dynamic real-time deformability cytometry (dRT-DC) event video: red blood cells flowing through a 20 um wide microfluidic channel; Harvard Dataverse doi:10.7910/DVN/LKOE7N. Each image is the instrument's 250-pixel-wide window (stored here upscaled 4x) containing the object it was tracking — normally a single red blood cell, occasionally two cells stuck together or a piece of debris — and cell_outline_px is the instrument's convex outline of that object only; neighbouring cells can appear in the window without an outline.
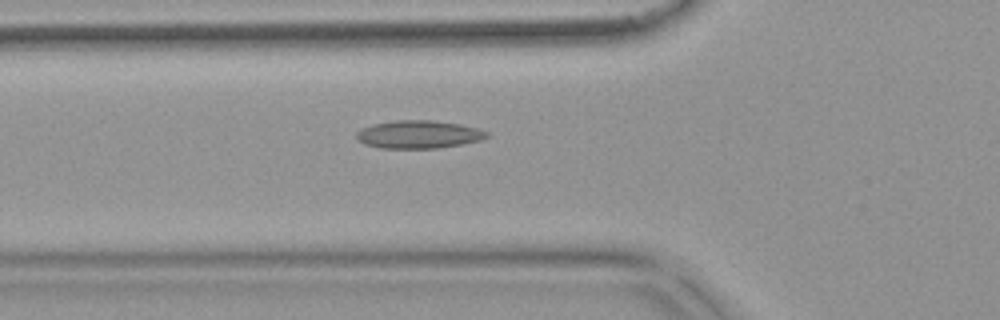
{"species": "common noctule bat (a hibernating species)", "species_latin": "Nyctalus noctula", "temperature_condition": "warm", "stored_images_in_passage": 54, "camera_frame_rate_fps": 3000, "um_per_image_px": 0.085, "animal": {"sex": "female", "body_mass_g": 18.4}, "frame": {"image": 1, "passage_image": 19, "time_ms": 6.0, "image_size_px": [1000, 320], "cell_outline_px": [[492, 136], [480, 140], [460, 144], [436, 148], [380, 148], [364, 144], [356, 136], [356, 132], [360, 128], [372, 124], [396, 120], [432, 120], [460, 124], [476, 128], [488, 132]], "centroid_in_image_um": [35.57, 11.42], "position_along_channel_um": 90.2, "area_um2": 21.21}}
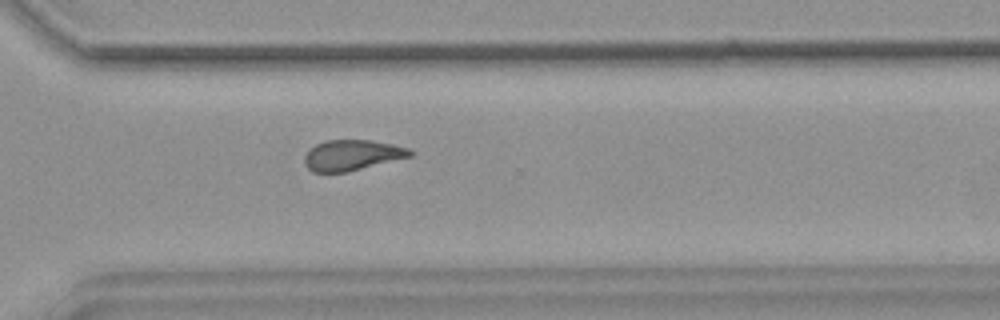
{"frame": {"image": 2, "passage_image": 39, "time_ms": 12.667, "image_size_px": [1000, 320], "cell_outline_px": [[416, 152], [412, 156], [348, 172], [312, 172], [304, 164], [304, 156], [316, 144], [324, 140], [368, 140], [392, 144], [408, 148]], "centroid_in_image_um": [29.94, 13.19], "position_along_channel_um": 340.7, "area_um2": 18.84}}
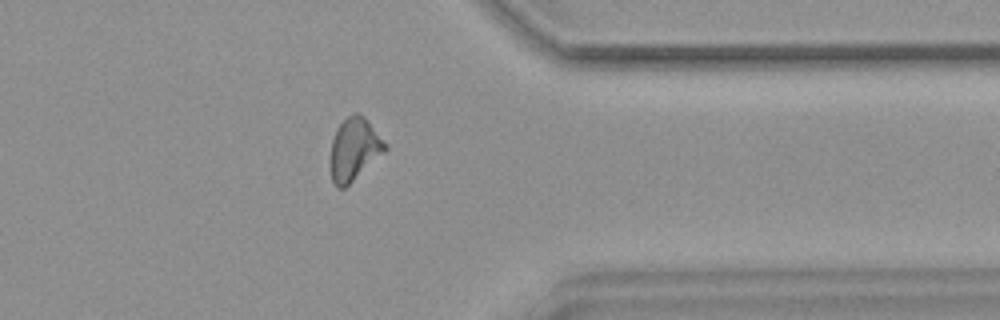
{"frame": {"image": 3, "passage_image": 43, "time_ms": 14.0, "image_size_px": [1000, 320], "cell_outline_px": [[388, 148], [384, 152], [344, 188], [336, 188], [332, 180], [328, 160], [332, 140], [336, 128], [348, 116], [356, 112], [360, 112], [364, 116], [388, 144]], "centroid_in_image_um": [30.08, 12.67], "position_along_channel_um": 381.3, "area_um2": 20.11}, "authors_computed_cell_mechanics": {"area_um2": 19.9121, "velocity_mm_per_s": 3.7536, "shape_relaxation_time_tau1_ms": null, "shape_relaxation_time_tau2_ms": 2.1071, "deformation_change_tau1": null, "deformation_change_tau2": 0.0896}}